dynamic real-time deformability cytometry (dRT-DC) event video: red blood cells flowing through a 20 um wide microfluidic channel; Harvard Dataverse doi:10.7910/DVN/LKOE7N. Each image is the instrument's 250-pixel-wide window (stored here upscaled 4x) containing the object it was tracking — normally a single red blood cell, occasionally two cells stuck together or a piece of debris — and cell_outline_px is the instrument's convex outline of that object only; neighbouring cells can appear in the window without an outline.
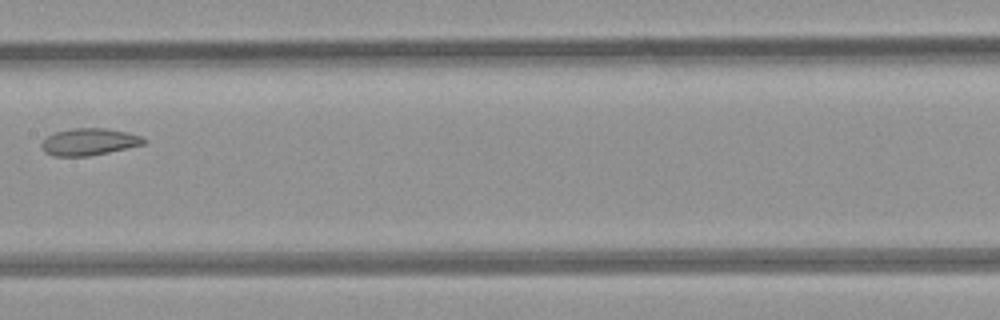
{"species": "common noctule bat (a hibernating species)", "species_latin": "Nyctalus noctula", "temperature_condition": "room temperature", "stored_images_in_passage": 5, "camera_frame_rate_fps": 3000, "um_per_image_px": 0.085, "animal": {"sex": "female", "body_mass_g": 21.9}, "frame": {"image": 1, "passage_image": 4, "time_ms": 4.333, "image_size_px": [1000, 320], "cell_outline_px": [[148, 140], [144, 144], [108, 152], [88, 156], [52, 156], [44, 152], [40, 144], [48, 136], [56, 132], [72, 128], [104, 128], [128, 132], [140, 136]], "centroid_in_image_um": [7.56, 12.05], "position_along_channel_um": 199.8, "area_um2": 16.01}}
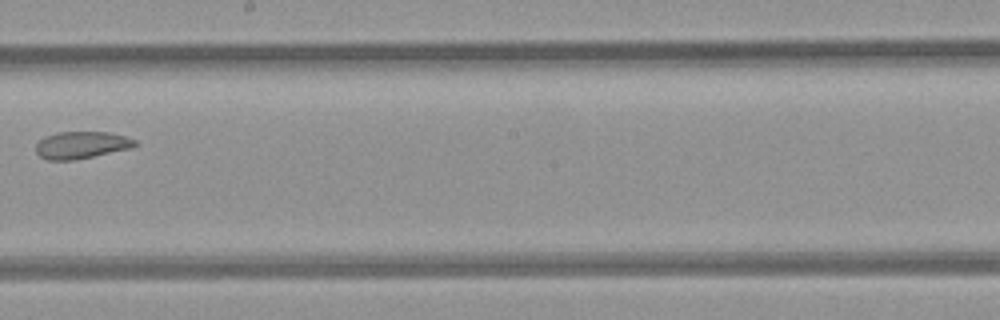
{"frame": {"image": 2, "passage_image": 5, "time_ms": 5.333, "image_size_px": [1000, 320], "cell_outline_px": [[136, 144], [132, 148], [72, 160], [48, 160], [40, 156], [36, 152], [36, 144], [44, 136], [60, 132], [108, 132], [124, 136], [136, 140]], "centroid_in_image_um": [6.9, 12.32], "position_along_channel_um": 241.3, "area_um2": 15.49}}